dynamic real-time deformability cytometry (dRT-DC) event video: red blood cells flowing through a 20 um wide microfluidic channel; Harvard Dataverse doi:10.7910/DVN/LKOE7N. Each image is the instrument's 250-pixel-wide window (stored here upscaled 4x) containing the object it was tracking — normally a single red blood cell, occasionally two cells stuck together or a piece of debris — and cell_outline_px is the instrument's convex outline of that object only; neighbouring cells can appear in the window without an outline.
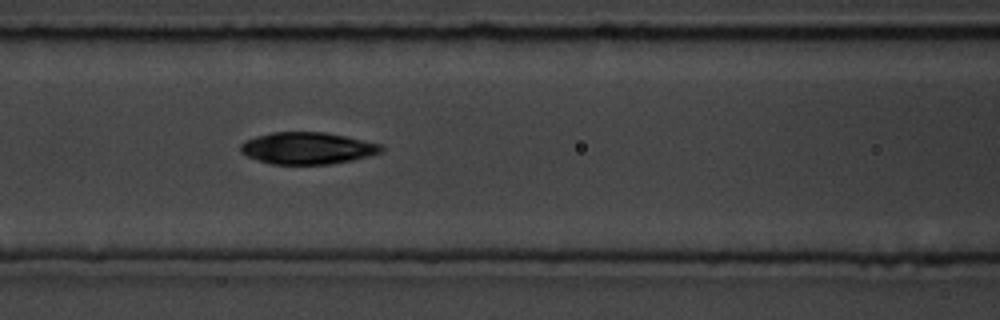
{"species": "common noctule bat (a hibernating species)", "species_latin": "Nyctalus noctula", "temperature_condition": "room temperature", "stored_images_in_passage": 9, "camera_frame_rate_fps": 3000, "um_per_image_px": 0.085, "animal": {"sex": "male", "body_mass_g": 19.5, "forearm_length_mm": 54.6}, "frame": {"image": 1, "passage_image": 9, "time_ms": 2.667, "image_size_px": [1000, 320], "cell_outline_px": [[384, 152], [352, 160], [332, 164], [272, 164], [248, 156], [240, 152], [240, 144], [244, 140], [256, 136], [272, 132], [324, 132], [344, 136], [380, 144], [384, 148]], "centroid_in_image_um": [26.12, 12.59], "position_along_channel_um": 140.5, "area_um2": 26.07}}